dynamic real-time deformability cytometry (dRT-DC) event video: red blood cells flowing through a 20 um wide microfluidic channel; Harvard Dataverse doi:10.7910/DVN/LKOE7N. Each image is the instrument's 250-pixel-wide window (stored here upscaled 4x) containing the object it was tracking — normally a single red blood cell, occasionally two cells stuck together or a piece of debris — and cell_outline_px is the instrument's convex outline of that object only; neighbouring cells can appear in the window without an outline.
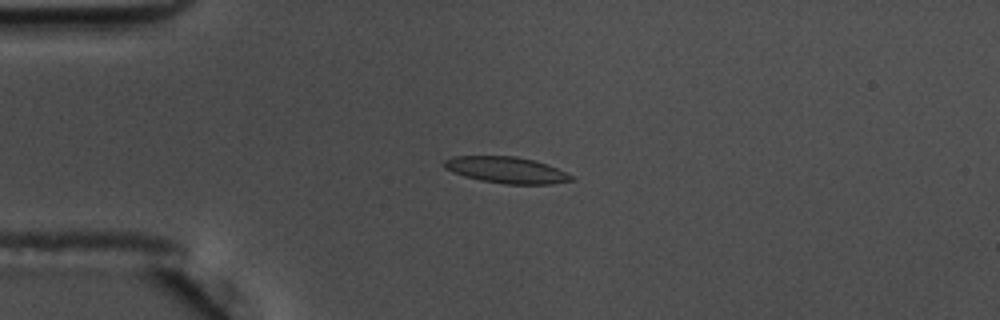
{"species": "common noctule bat (a hibernating species)", "species_latin": "Nyctalus noctula", "temperature_condition": "warm", "stored_images_in_passage": 44, "camera_frame_rate_fps": 3000, "um_per_image_px": 0.085, "animal": {"sex": "male", "body_mass_g": 17.5, "forearm_length_mm": 52.3}, "frame": {"image": 1, "passage_image": 2, "time_ms": 0.333, "image_size_px": [1000, 320], "cell_outline_px": [[576, 180], [552, 184], [504, 184], [480, 180], [464, 176], [452, 172], [444, 168], [444, 160], [452, 156], [516, 156], [532, 160], [556, 168], [576, 176]], "centroid_in_image_um": [43.06, 14.46], "position_along_channel_um": 41.9, "area_um2": 19.59}}
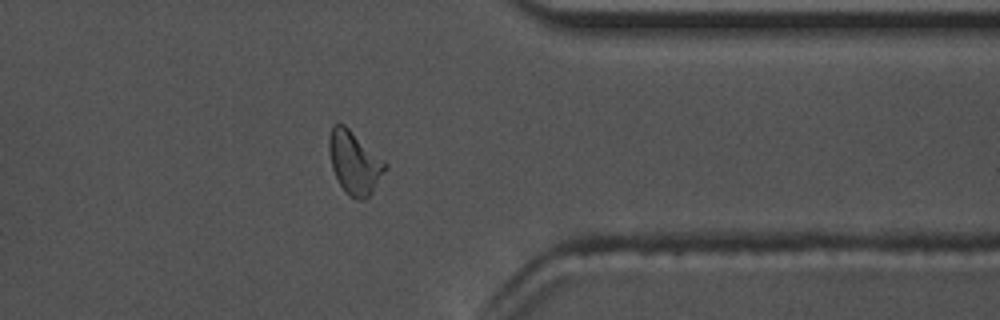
{"frame": {"image": 2, "passage_image": 33, "time_ms": 10.667, "image_size_px": [1000, 320], "cell_outline_px": [[388, 168], [372, 192], [364, 200], [356, 200], [340, 184], [332, 168], [328, 148], [328, 140], [332, 124], [344, 124], [384, 160], [388, 164]], "centroid_in_image_um": [30.14, 13.8], "position_along_channel_um": 381.3, "area_um2": 20.35}}
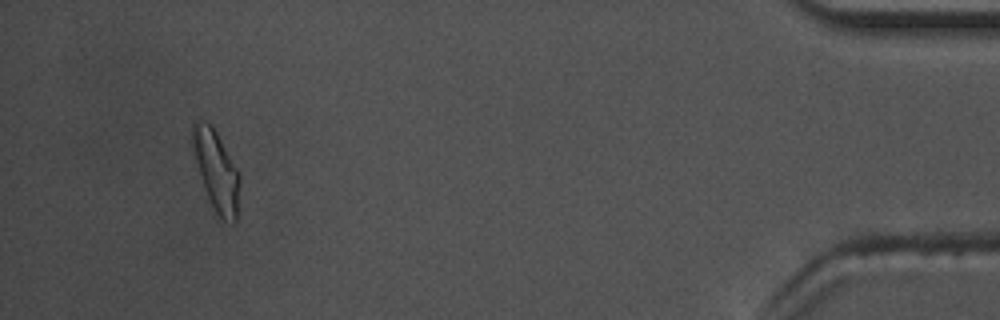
{"frame": {"image": 3, "passage_image": 41, "time_ms": 13.333, "image_size_px": [1000, 320], "cell_outline_px": [[240, 180], [236, 220], [232, 224], [224, 220], [216, 212], [208, 196], [192, 148], [192, 124], [200, 116], [216, 132], [240, 172]], "centroid_in_image_um": [18.4, 14.46], "position_along_channel_um": 416.8, "area_um2": 21.56}, "authors_computed_cell_mechanics": {"area_um2": 19.652, "velocity_mm_per_s": 3.6192, "shape_relaxation_time_tau1_ms": 6.339, "shape_relaxation_time_tau2_ms": 2.753, "deformation_change_tau1": 0.1935, "deformation_change_tau2": 0.1067}}